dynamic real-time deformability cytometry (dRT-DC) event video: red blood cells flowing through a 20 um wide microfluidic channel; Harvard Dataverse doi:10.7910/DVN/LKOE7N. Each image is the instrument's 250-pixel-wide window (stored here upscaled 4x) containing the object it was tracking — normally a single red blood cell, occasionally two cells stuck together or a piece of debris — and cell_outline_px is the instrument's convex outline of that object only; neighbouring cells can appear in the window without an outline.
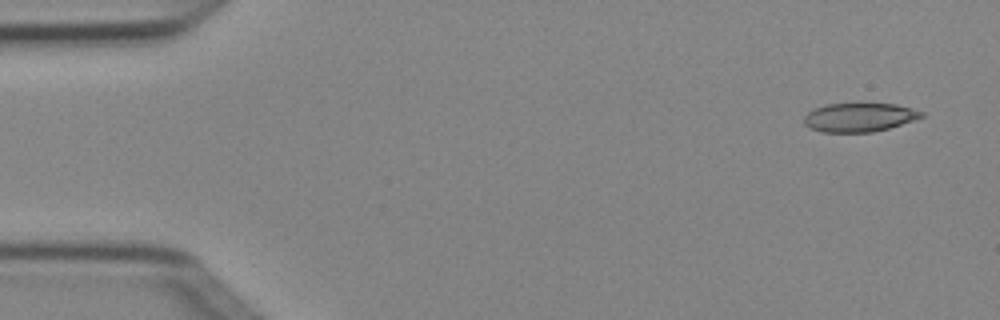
{"species": "Egyptian fruit bat (a non-hibernating species)", "species_latin": "Rousettus aegyptiacus", "temperature_condition": "cold", "stored_images_in_passage": 4, "camera_frame_rate_fps": 3000, "um_per_image_px": 0.085, "animal": {"sex": "female"}, "frame": {"image": 1, "passage_image": 1, "time_ms": 0.0, "image_size_px": [1000, 320], "cell_outline_px": [[924, 116], [888, 128], [872, 132], [824, 132], [812, 128], [804, 124], [804, 116], [808, 112], [816, 108], [828, 104], [896, 104], [912, 108], [924, 112]], "centroid_in_image_um": [73.04, 9.97], "position_along_channel_um": 12.0, "area_um2": 19.36}}